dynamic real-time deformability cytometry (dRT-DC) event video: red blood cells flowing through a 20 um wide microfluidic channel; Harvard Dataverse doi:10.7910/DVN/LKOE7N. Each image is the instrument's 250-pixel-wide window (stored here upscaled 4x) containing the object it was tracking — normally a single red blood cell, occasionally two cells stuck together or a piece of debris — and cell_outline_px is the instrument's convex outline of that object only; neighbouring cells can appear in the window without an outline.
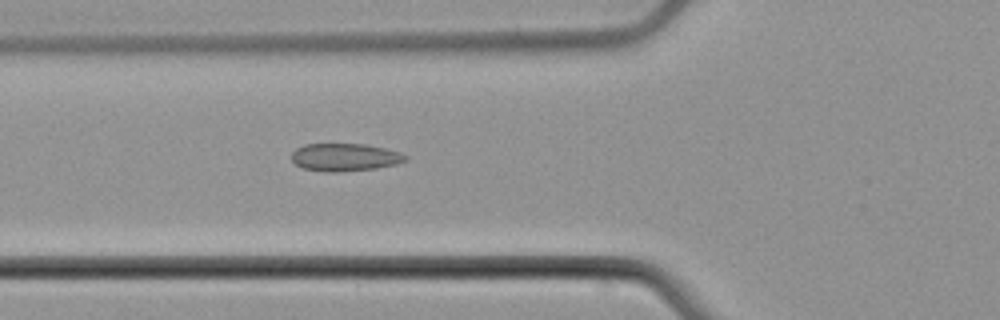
{"species": "common noctule bat (a hibernating species)", "species_latin": "Nyctalus noctula", "temperature_condition": "cold", "stored_images_in_passage": 3, "camera_frame_rate_fps": 3000, "um_per_image_px": 0.085, "animal": {"sex": "male", "body_mass_g": 21.5, "forearm_length_mm": 52.0}, "frame": {"image": 1, "passage_image": 3, "time_ms": 2.0, "image_size_px": [1000, 320], "cell_outline_px": [[408, 160], [396, 164], [376, 168], [336, 172], [324, 172], [304, 168], [296, 164], [292, 160], [292, 152], [296, 148], [304, 144], [368, 144], [400, 152], [408, 156]], "centroid_in_image_um": [29.33, 13.36], "position_along_channel_um": 96.5, "area_um2": 18.44}}